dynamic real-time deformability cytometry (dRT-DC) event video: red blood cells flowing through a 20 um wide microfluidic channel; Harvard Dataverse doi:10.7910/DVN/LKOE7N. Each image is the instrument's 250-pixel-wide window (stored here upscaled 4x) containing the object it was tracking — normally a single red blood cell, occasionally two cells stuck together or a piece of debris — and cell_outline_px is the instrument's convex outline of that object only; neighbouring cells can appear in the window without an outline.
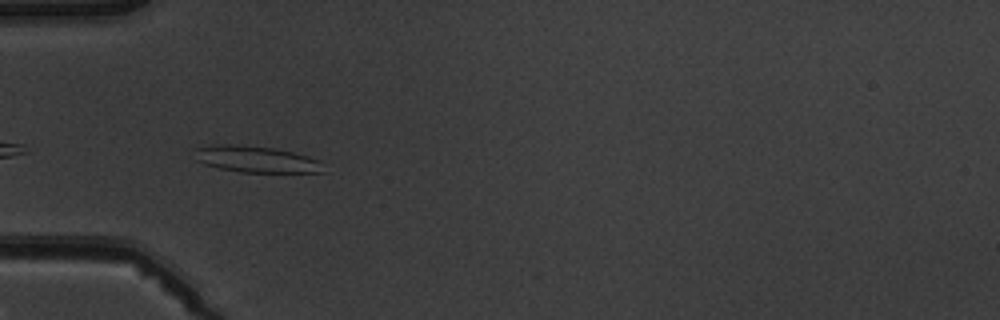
{"species": "common noctule bat (a hibernating species)", "species_latin": "Nyctalus noctula", "temperature_condition": "warm", "stored_images_in_passage": 5, "camera_frame_rate_fps": 3000, "um_per_image_px": 0.085, "animal": {"sex": "male", "body_mass_g": 19.5, "forearm_length_mm": 54.6}, "frame": {"image": 1, "passage_image": 4, "time_ms": 3.667, "image_size_px": [1000, 320], "cell_outline_px": [[324, 172], [240, 172], [220, 168], [204, 164], [196, 160], [196, 148], [216, 144], [236, 144], [276, 148], [308, 156], [320, 160]], "centroid_in_image_um": [21.77, 13.53], "position_along_channel_um": 63.2, "area_um2": 19.77}}
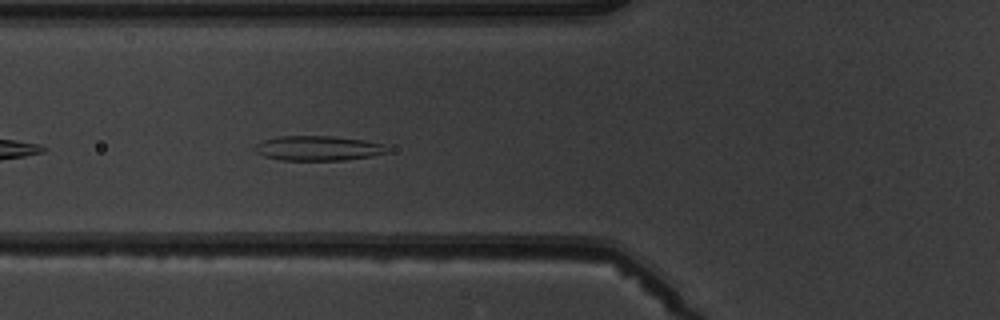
{"frame": {"image": 2, "passage_image": 5, "time_ms": 4.667, "image_size_px": [1000, 320], "cell_outline_px": [[388, 152], [372, 156], [344, 160], [280, 160], [264, 156], [256, 152], [256, 144], [264, 140], [276, 136], [332, 136], [364, 140], [380, 144], [388, 148]], "centroid_in_image_um": [27.02, 12.6], "position_along_channel_um": 98.8, "area_um2": 18.96}}